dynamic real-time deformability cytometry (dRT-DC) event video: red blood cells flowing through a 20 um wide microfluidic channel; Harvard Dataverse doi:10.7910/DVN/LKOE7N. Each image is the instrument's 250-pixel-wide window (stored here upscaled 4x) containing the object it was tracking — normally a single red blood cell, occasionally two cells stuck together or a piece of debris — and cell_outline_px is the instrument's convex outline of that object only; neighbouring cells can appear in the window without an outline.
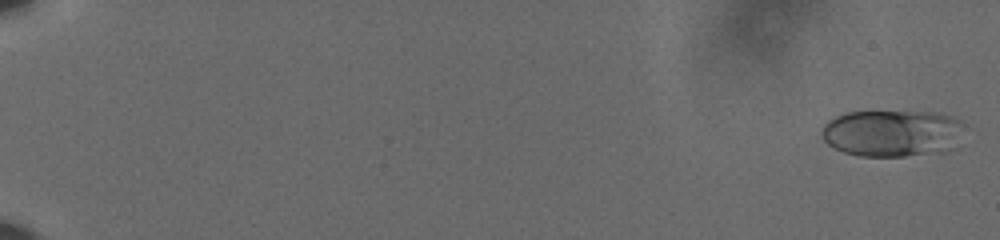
{"species": "human", "species_latin": "Homo sapiens", "temperature_condition": "cold", "stored_images_in_passage": 60, "camera_frame_rate_fps": 3000, "um_per_image_px": 0.085, "donor": {"sex": "male"}, "frame": {"image": 1, "passage_image": 2, "time_ms": 0.333, "image_size_px": [1000, 240], "cell_outline_px": [[960, 120], [952, 148], [948, 152], [904, 156], [860, 156], [844, 152], [832, 148], [820, 136], [820, 132], [824, 124], [828, 120], [844, 112], [932, 112], [952, 116]], "centroid_in_image_um": [75.72, 11.33], "position_along_channel_um": 9.3, "area_um2": 38.61}}
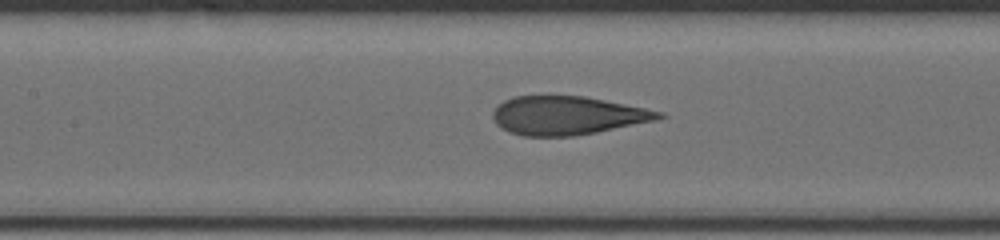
{"frame": {"image": 2, "passage_image": 32, "time_ms": 10.333, "image_size_px": [1000, 240], "cell_outline_px": [[668, 116], [656, 120], [596, 132], [572, 136], [524, 136], [508, 132], [496, 124], [492, 116], [492, 112], [504, 100], [512, 96], [584, 96], [664, 112]], "centroid_in_image_um": [48.21, 9.82], "position_along_channel_um": 159.2, "area_um2": 37.11}}
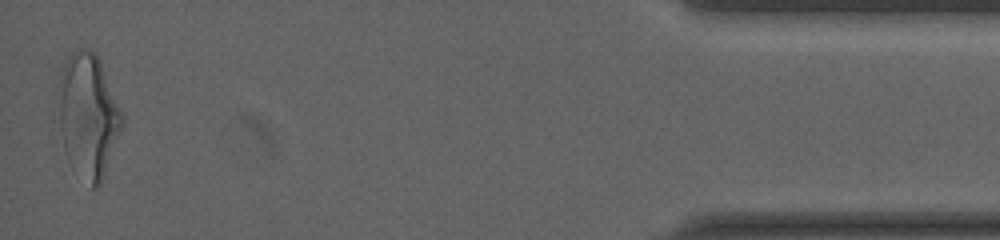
{"frame": {"image": 3, "passage_image": 60, "time_ms": 19.667, "image_size_px": [1000, 240], "cell_outline_px": [[124, 120], [100, 184], [96, 188], [92, 188], [68, 160], [64, 152], [60, 124], [60, 72], [68, 56], [72, 52], [84, 48], [88, 48], [96, 52], [100, 60], [124, 116]], "centroid_in_image_um": [7.5, 9.78], "position_along_channel_um": 427.7, "area_um2": 45.08}, "authors_computed_cell_mechanics": {"area_um2": 38.0035, "velocity_mm_per_s": 3.625, "shape_relaxation_time_tau1_ms": 9.3939, "shape_relaxation_time_tau2_ms": 0.8855, "deformation_change_tau1": 0.2617, "deformation_change_tau2": 0.0995}}